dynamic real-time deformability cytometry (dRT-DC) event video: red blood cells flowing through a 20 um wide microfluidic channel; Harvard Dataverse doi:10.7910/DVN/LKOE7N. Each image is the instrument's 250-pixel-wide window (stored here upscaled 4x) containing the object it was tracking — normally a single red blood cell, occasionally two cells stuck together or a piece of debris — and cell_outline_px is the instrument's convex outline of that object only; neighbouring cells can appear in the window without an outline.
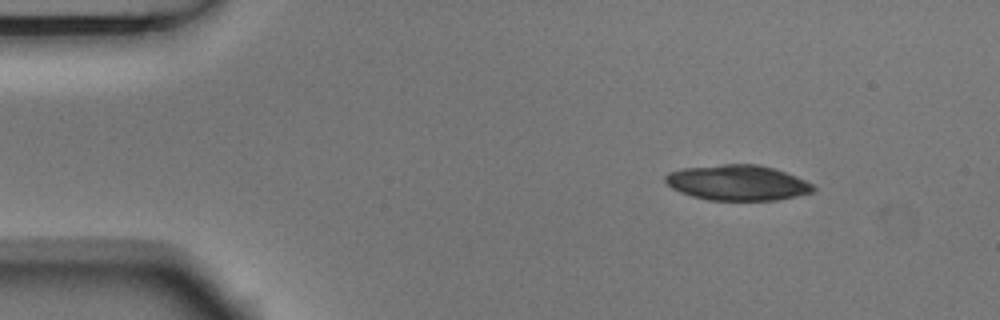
{"species": "Egyptian fruit bat (a non-hibernating species)", "species_latin": "Rousettus aegyptiacus", "temperature_condition": "room temperature", "stored_images_in_passage": 3, "camera_frame_rate_fps": 3000, "um_per_image_px": 0.085, "animal": {"sex": "male"}, "frame": {"image": 1, "passage_image": 1, "time_ms": 0.0, "image_size_px": [1000, 320], "cell_outline_px": [[816, 192], [776, 200], [708, 200], [692, 196], [680, 192], [672, 188], [664, 180], [664, 176], [668, 172], [684, 168], [724, 164], [756, 164], [772, 168], [796, 176], [812, 184], [816, 188]], "centroid_in_image_um": [62.69, 15.53], "position_along_channel_um": 22.3, "area_um2": 30.46}}